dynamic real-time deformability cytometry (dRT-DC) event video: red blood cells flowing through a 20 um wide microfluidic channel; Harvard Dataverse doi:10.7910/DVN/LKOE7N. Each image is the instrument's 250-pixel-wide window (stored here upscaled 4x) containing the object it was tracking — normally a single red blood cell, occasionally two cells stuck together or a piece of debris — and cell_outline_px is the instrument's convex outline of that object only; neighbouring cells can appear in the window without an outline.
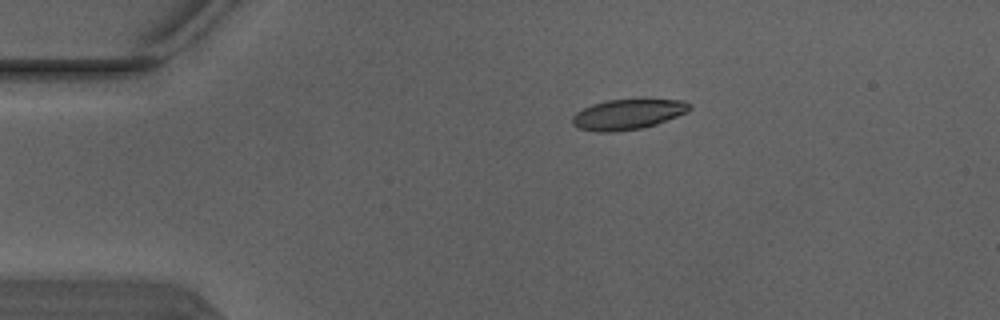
{"species": "Egyptian fruit bat (a non-hibernating species)", "species_latin": "Rousettus aegyptiacus", "temperature_condition": "warm", "stored_images_in_passage": 2, "camera_frame_rate_fps": 3000, "um_per_image_px": 0.085, "animal": {"sex": "male"}, "frame": {"image": 1, "passage_image": 1, "time_ms": 0.0, "image_size_px": [1000, 320], "cell_outline_px": [[692, 108], [688, 112], [656, 124], [640, 128], [612, 132], [596, 132], [580, 128], [572, 124], [572, 116], [576, 112], [592, 104], [608, 100], [640, 96], [644, 96], [680, 100], [692, 104]], "centroid_in_image_um": [53.43, 9.65], "position_along_channel_um": 31.6, "area_um2": 21.56}}